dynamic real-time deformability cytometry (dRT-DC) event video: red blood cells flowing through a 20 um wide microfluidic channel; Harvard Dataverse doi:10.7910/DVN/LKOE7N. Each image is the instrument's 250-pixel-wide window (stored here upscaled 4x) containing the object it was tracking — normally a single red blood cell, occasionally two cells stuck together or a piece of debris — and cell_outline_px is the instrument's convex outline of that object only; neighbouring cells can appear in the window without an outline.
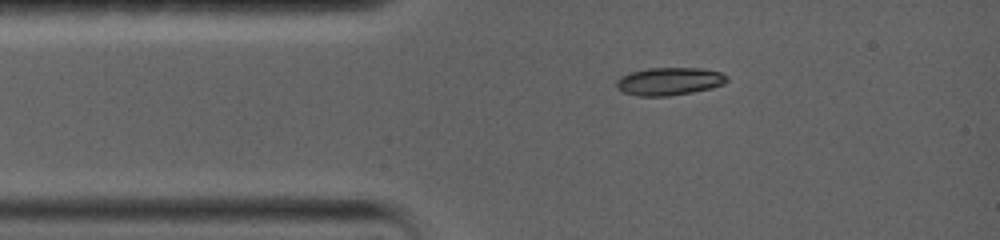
{"species": "common noctule bat (a hibernating species)", "species_latin": "Nyctalus noctula", "temperature_condition": "warm", "stored_images_in_passage": 29, "camera_frame_rate_fps": 5000, "um_per_image_px": 0.085, "animal": {"sex": "female", "body_mass_g": 19.0, "forearm_length_mm": 56.7}, "frame": {"image": 1, "passage_image": 1, "time_ms": 0.0, "image_size_px": [1000, 240], "cell_outline_px": [[728, 80], [724, 84], [712, 88], [692, 92], [668, 96], [636, 96], [624, 92], [616, 88], [616, 80], [620, 76], [632, 72], [648, 68], [704, 68], [720, 72], [728, 76]], "centroid_in_image_um": [56.9, 6.91], "position_along_channel_um": 28.1, "area_um2": 18.03}}
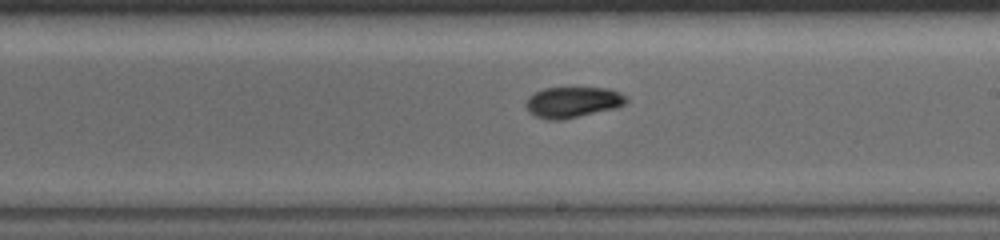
{"frame": {"image": 2, "passage_image": 11, "time_ms": 6.4, "image_size_px": [1000, 240], "cell_outline_px": [[628, 100], [624, 104], [616, 108], [564, 120], [548, 120], [536, 116], [528, 112], [524, 108], [524, 104], [528, 96], [544, 88], [608, 88], [620, 92], [628, 96]], "centroid_in_image_um": [48.67, 8.69], "position_along_channel_um": 240.3, "area_um2": 18.32}}
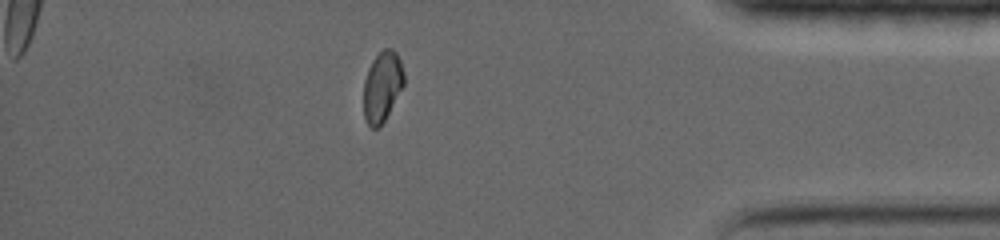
{"frame": {"image": 3, "passage_image": 22, "time_ms": 11.8, "image_size_px": [1000, 240], "cell_outline_px": [[404, 84], [380, 128], [372, 128], [368, 124], [364, 116], [364, 80], [368, 68], [372, 60], [384, 48], [392, 48], [396, 52], [400, 60], [404, 72]], "centroid_in_image_um": [32.49, 7.34], "position_along_channel_um": 402.7, "area_um2": 16.47}, "authors_computed_cell_mechanics": {"area_um2": 17.5712, "velocity_mm_per_s": 3.6126, "shape_relaxation_time_tau1_ms": 4.8265, "shape_relaxation_time_tau2_ms": 2.619, "deformation_change_tau1": 0.1536, "deformation_change_tau2": 0.0464}}